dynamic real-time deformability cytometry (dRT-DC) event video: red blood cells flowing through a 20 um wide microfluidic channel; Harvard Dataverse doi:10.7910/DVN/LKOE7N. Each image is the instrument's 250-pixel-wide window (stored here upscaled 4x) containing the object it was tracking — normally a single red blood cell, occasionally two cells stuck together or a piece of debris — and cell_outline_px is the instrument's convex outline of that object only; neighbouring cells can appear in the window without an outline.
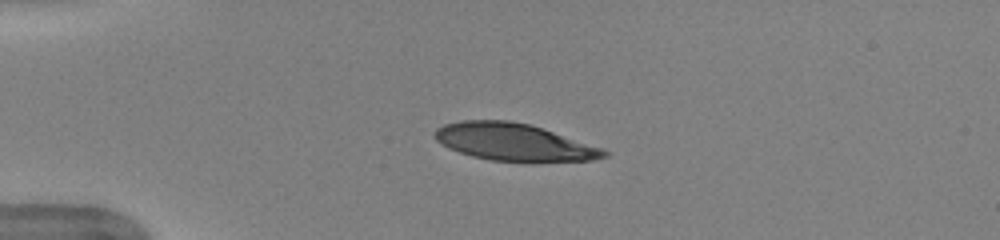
{"species": "human", "species_latin": "Homo sapiens", "temperature_condition": "warm", "stored_images_in_passage": 39, "camera_frame_rate_fps": 3000, "um_per_image_px": 0.085, "donor": {"sex": "female"}, "frame": {"image": 1, "passage_image": 1, "time_ms": 0.0, "image_size_px": [1000, 240], "cell_outline_px": [[608, 156], [592, 160], [492, 160], [472, 156], [448, 148], [436, 140], [432, 136], [432, 132], [436, 128], [444, 124], [460, 120], [508, 120], [528, 124], [604, 148], [608, 152]], "centroid_in_image_um": [43.61, 12.05], "position_along_channel_um": 41.4, "area_um2": 36.13}}
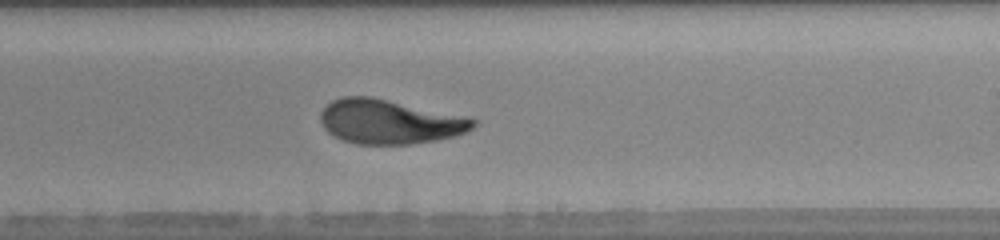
{"frame": {"image": 2, "passage_image": 20, "time_ms": 6.333, "image_size_px": [1000, 240], "cell_outline_px": [[480, 120], [468, 132], [456, 136], [436, 140], [412, 144], [356, 144], [340, 140], [328, 132], [324, 128], [320, 120], [320, 112], [332, 100], [340, 96], [372, 96], [468, 116]], "centroid_in_image_um": [33.14, 10.34], "position_along_channel_um": 255.9, "area_um2": 40.11}}
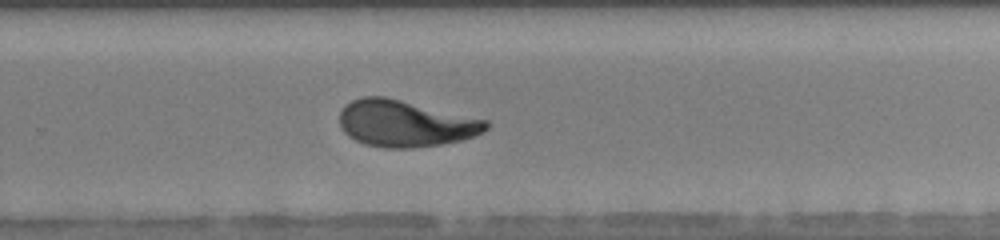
{"frame": {"image": 3, "passage_image": 23, "time_ms": 7.333, "image_size_px": [1000, 240], "cell_outline_px": [[488, 128], [472, 136], [460, 140], [440, 144], [408, 148], [384, 148], [364, 144], [348, 136], [340, 128], [340, 112], [344, 104], [352, 100], [364, 96], [384, 96], [488, 120]], "centroid_in_image_um": [34.39, 10.49], "position_along_channel_um": 295.4, "area_um2": 39.54}, "authors_computed_cell_mechanics": {"area_um2": 39.5352, "velocity_mm_per_s": 3.9743, "shape_relaxation_time_tau1_ms": 4.5242, "shape_relaxation_time_tau2_ms": 0.9963, "deformation_change_tau1": 0.2382, "deformation_change_tau2": 0.0818}}